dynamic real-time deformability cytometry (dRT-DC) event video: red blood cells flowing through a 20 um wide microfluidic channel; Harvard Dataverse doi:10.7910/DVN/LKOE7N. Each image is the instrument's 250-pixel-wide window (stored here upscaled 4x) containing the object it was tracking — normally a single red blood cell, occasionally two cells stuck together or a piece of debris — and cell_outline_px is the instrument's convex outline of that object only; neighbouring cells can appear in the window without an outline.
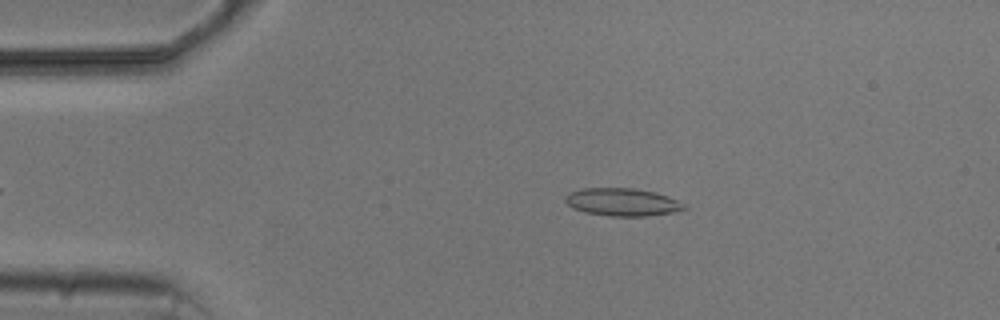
{"species": "common noctule bat (a hibernating species)", "species_latin": "Nyctalus noctula", "temperature_condition": "cold", "stored_images_in_passage": 4, "camera_frame_rate_fps": 3000, "um_per_image_px": 0.085, "animal": {"sex": "male", "body_mass_g": 20.5, "forearm_length_mm": 52.5}, "frame": {"image": 1, "passage_image": 1, "time_ms": 0.0, "image_size_px": [1000, 320], "cell_outline_px": [[688, 208], [672, 212], [648, 216], [608, 216], [584, 212], [572, 208], [564, 200], [564, 196], [568, 192], [584, 188], [632, 188], [656, 192], [668, 196], [684, 204]], "centroid_in_image_um": [52.86, 17.17], "position_along_channel_um": 32.1, "area_um2": 19.31}}
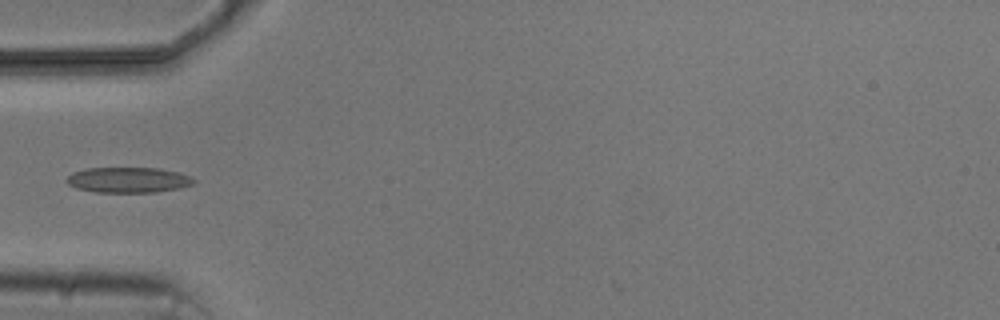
{"frame": {"image": 2, "passage_image": 3, "time_ms": 2.333, "image_size_px": [1000, 320], "cell_outline_px": [[196, 180], [192, 184], [180, 188], [156, 192], [96, 192], [76, 188], [68, 184], [64, 180], [72, 172], [88, 168], [160, 168], [176, 172], [188, 176]], "centroid_in_image_um": [10.86, 15.29], "position_along_channel_um": 74.1, "area_um2": 18.79}}